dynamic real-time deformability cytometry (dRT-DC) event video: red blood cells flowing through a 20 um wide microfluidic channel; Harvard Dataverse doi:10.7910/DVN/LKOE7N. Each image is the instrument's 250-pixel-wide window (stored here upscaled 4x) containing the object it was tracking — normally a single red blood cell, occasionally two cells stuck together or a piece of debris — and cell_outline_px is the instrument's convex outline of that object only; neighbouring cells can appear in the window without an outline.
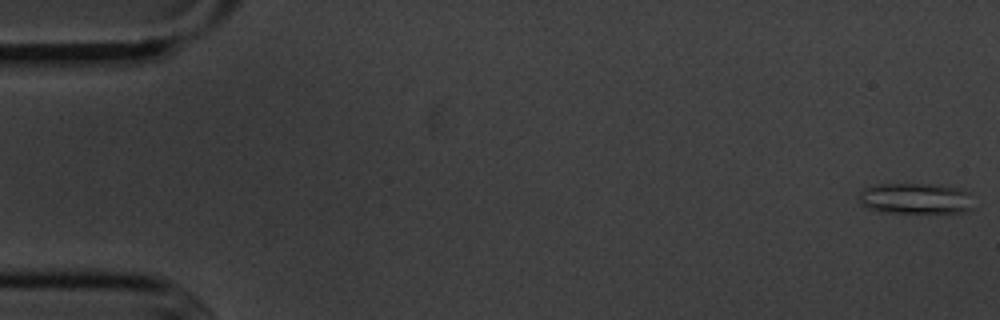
{"species": "common noctule bat (a hibernating species)", "species_latin": "Nyctalus noctula", "temperature_condition": "cold", "stored_images_in_passage": 55, "camera_frame_rate_fps": 3000, "um_per_image_px": 0.085, "animal": {"sex": "male", "body_mass_g": 20.1, "forearm_length_mm": 53.5}, "frame": {"image": 1, "passage_image": 1, "time_ms": 0.0, "image_size_px": [1000, 320], "cell_outline_px": [[972, 208], [964, 212], [880, 212], [868, 208], [860, 204], [856, 196], [864, 188], [876, 184], [928, 184], [960, 188], [968, 192]], "centroid_in_image_um": [77.74, 16.87], "position_along_channel_um": 7.3, "area_um2": 20.58}}
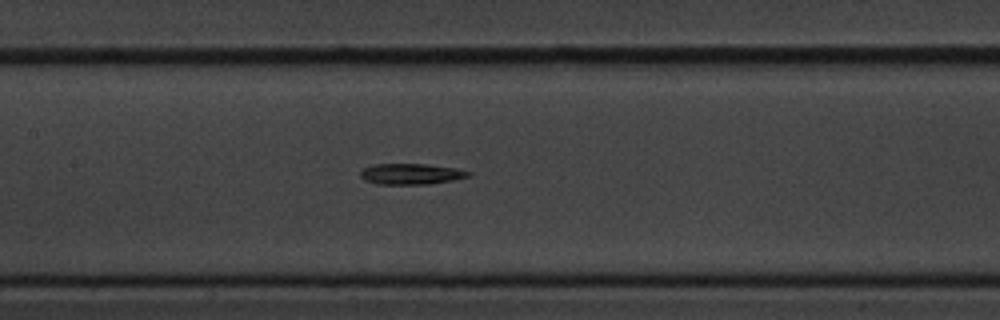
{"frame": {"image": 2, "passage_image": 26, "time_ms": 8.333, "image_size_px": [1000, 320], "cell_outline_px": [[472, 172], [468, 176], [452, 180], [428, 184], [376, 184], [364, 180], [360, 176], [360, 172], [364, 168], [376, 164], [424, 164], [452, 168]], "centroid_in_image_um": [34.88, 14.79], "position_along_channel_um": 172.5, "area_um2": 12.89}}
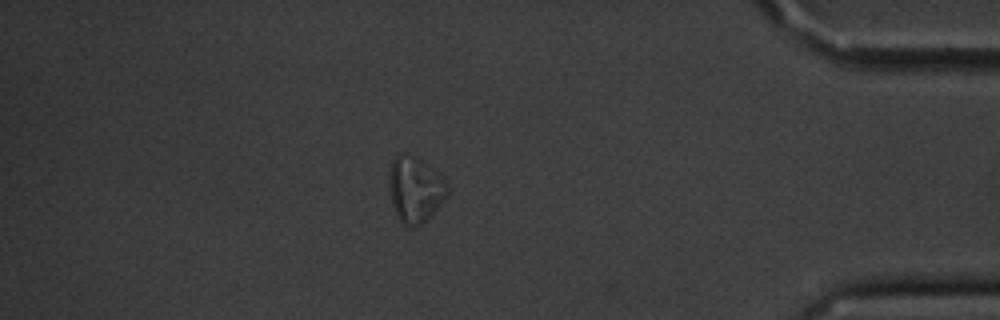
{"frame": {"image": 3, "passage_image": 48, "time_ms": 15.667, "image_size_px": [1000, 320], "cell_outline_px": [[448, 192], [444, 200], [420, 224], [412, 228], [408, 228], [400, 220], [392, 204], [388, 184], [388, 172], [392, 160], [400, 152], [408, 152], [416, 156], [440, 172], [448, 184]], "centroid_in_image_um": [35.27, 16.03], "position_along_channel_um": 399.9, "area_um2": 22.66}, "authors_computed_cell_mechanics": {"area_um2": 13.872, "velocity_mm_per_s": 3.6105, "shape_relaxation_time_tau1_ms": 4.2386, "shape_relaxation_time_tau2_ms": null, "deformation_change_tau1": 0.1868, "deformation_change_tau2": null}}